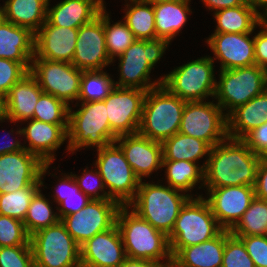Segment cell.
<instances>
[{
	"mask_svg": "<svg viewBox=\"0 0 267 267\" xmlns=\"http://www.w3.org/2000/svg\"><path fill=\"white\" fill-rule=\"evenodd\" d=\"M207 157L202 165L204 169V182L200 183L202 187L221 188L240 185L254 187L257 168L262 157L254 153L241 139L228 137L211 147Z\"/></svg>",
	"mask_w": 267,
	"mask_h": 267,
	"instance_id": "1",
	"label": "cell"
},
{
	"mask_svg": "<svg viewBox=\"0 0 267 267\" xmlns=\"http://www.w3.org/2000/svg\"><path fill=\"white\" fill-rule=\"evenodd\" d=\"M129 206H121L116 225L120 231L126 256L132 259L157 261L172 266L168 236L141 218ZM165 259V263L161 260ZM167 260V261H166Z\"/></svg>",
	"mask_w": 267,
	"mask_h": 267,
	"instance_id": "2",
	"label": "cell"
},
{
	"mask_svg": "<svg viewBox=\"0 0 267 267\" xmlns=\"http://www.w3.org/2000/svg\"><path fill=\"white\" fill-rule=\"evenodd\" d=\"M181 190L140 181L134 200L128 205L154 228L169 236L180 210L193 197Z\"/></svg>",
	"mask_w": 267,
	"mask_h": 267,
	"instance_id": "3",
	"label": "cell"
},
{
	"mask_svg": "<svg viewBox=\"0 0 267 267\" xmlns=\"http://www.w3.org/2000/svg\"><path fill=\"white\" fill-rule=\"evenodd\" d=\"M186 101L172 94L163 84L149 89L143 104L138 133L162 143L179 132Z\"/></svg>",
	"mask_w": 267,
	"mask_h": 267,
	"instance_id": "4",
	"label": "cell"
},
{
	"mask_svg": "<svg viewBox=\"0 0 267 267\" xmlns=\"http://www.w3.org/2000/svg\"><path fill=\"white\" fill-rule=\"evenodd\" d=\"M222 230L205 198L202 195L191 197L180 210L168 236L172 258L183 247L210 240Z\"/></svg>",
	"mask_w": 267,
	"mask_h": 267,
	"instance_id": "5",
	"label": "cell"
},
{
	"mask_svg": "<svg viewBox=\"0 0 267 267\" xmlns=\"http://www.w3.org/2000/svg\"><path fill=\"white\" fill-rule=\"evenodd\" d=\"M169 44L168 40L161 38L135 40L118 56L120 78L115 82V86L148 91L161 85L163 77L151 83L149 75Z\"/></svg>",
	"mask_w": 267,
	"mask_h": 267,
	"instance_id": "6",
	"label": "cell"
},
{
	"mask_svg": "<svg viewBox=\"0 0 267 267\" xmlns=\"http://www.w3.org/2000/svg\"><path fill=\"white\" fill-rule=\"evenodd\" d=\"M81 107L73 111L69 107L67 150L83 147L97 149L115 142L118 137L111 129L104 101L81 102Z\"/></svg>",
	"mask_w": 267,
	"mask_h": 267,
	"instance_id": "7",
	"label": "cell"
},
{
	"mask_svg": "<svg viewBox=\"0 0 267 267\" xmlns=\"http://www.w3.org/2000/svg\"><path fill=\"white\" fill-rule=\"evenodd\" d=\"M35 267H81L80 245L57 222L30 236Z\"/></svg>",
	"mask_w": 267,
	"mask_h": 267,
	"instance_id": "8",
	"label": "cell"
},
{
	"mask_svg": "<svg viewBox=\"0 0 267 267\" xmlns=\"http://www.w3.org/2000/svg\"><path fill=\"white\" fill-rule=\"evenodd\" d=\"M95 166L100 173L109 197L121 206H128L135 198L140 179L135 175L124 152L116 142L97 149Z\"/></svg>",
	"mask_w": 267,
	"mask_h": 267,
	"instance_id": "9",
	"label": "cell"
},
{
	"mask_svg": "<svg viewBox=\"0 0 267 267\" xmlns=\"http://www.w3.org/2000/svg\"><path fill=\"white\" fill-rule=\"evenodd\" d=\"M214 58L205 56L187 62L163 76L162 84L184 101H204L208 96L215 97L216 77Z\"/></svg>",
	"mask_w": 267,
	"mask_h": 267,
	"instance_id": "10",
	"label": "cell"
},
{
	"mask_svg": "<svg viewBox=\"0 0 267 267\" xmlns=\"http://www.w3.org/2000/svg\"><path fill=\"white\" fill-rule=\"evenodd\" d=\"M219 76L214 98L223 111L229 109L227 115L267 89V70L258 65L220 70Z\"/></svg>",
	"mask_w": 267,
	"mask_h": 267,
	"instance_id": "11",
	"label": "cell"
},
{
	"mask_svg": "<svg viewBox=\"0 0 267 267\" xmlns=\"http://www.w3.org/2000/svg\"><path fill=\"white\" fill-rule=\"evenodd\" d=\"M179 133L201 139L213 147L228 139L227 113L213 101H187Z\"/></svg>",
	"mask_w": 267,
	"mask_h": 267,
	"instance_id": "12",
	"label": "cell"
},
{
	"mask_svg": "<svg viewBox=\"0 0 267 267\" xmlns=\"http://www.w3.org/2000/svg\"><path fill=\"white\" fill-rule=\"evenodd\" d=\"M29 72L44 93L55 96L69 107L70 102L78 100L82 70L72 63L32 58Z\"/></svg>",
	"mask_w": 267,
	"mask_h": 267,
	"instance_id": "13",
	"label": "cell"
},
{
	"mask_svg": "<svg viewBox=\"0 0 267 267\" xmlns=\"http://www.w3.org/2000/svg\"><path fill=\"white\" fill-rule=\"evenodd\" d=\"M120 207L121 205L112 199H91L82 210L60 220L81 246L97 233L113 228Z\"/></svg>",
	"mask_w": 267,
	"mask_h": 267,
	"instance_id": "14",
	"label": "cell"
},
{
	"mask_svg": "<svg viewBox=\"0 0 267 267\" xmlns=\"http://www.w3.org/2000/svg\"><path fill=\"white\" fill-rule=\"evenodd\" d=\"M145 90L116 87L103 100L110 129L117 135L138 133L142 118Z\"/></svg>",
	"mask_w": 267,
	"mask_h": 267,
	"instance_id": "15",
	"label": "cell"
},
{
	"mask_svg": "<svg viewBox=\"0 0 267 267\" xmlns=\"http://www.w3.org/2000/svg\"><path fill=\"white\" fill-rule=\"evenodd\" d=\"M113 61L109 58L104 32V9L92 22L78 28L72 64L82 70H103Z\"/></svg>",
	"mask_w": 267,
	"mask_h": 267,
	"instance_id": "16",
	"label": "cell"
},
{
	"mask_svg": "<svg viewBox=\"0 0 267 267\" xmlns=\"http://www.w3.org/2000/svg\"><path fill=\"white\" fill-rule=\"evenodd\" d=\"M206 189L209 197L205 200L224 230H231L237 224L255 198L252 186L240 185Z\"/></svg>",
	"mask_w": 267,
	"mask_h": 267,
	"instance_id": "17",
	"label": "cell"
},
{
	"mask_svg": "<svg viewBox=\"0 0 267 267\" xmlns=\"http://www.w3.org/2000/svg\"><path fill=\"white\" fill-rule=\"evenodd\" d=\"M44 163L25 148L0 155V194L26 188L40 178Z\"/></svg>",
	"mask_w": 267,
	"mask_h": 267,
	"instance_id": "18",
	"label": "cell"
},
{
	"mask_svg": "<svg viewBox=\"0 0 267 267\" xmlns=\"http://www.w3.org/2000/svg\"><path fill=\"white\" fill-rule=\"evenodd\" d=\"M252 33H213L206 41L215 59L220 60V70L256 65L254 36Z\"/></svg>",
	"mask_w": 267,
	"mask_h": 267,
	"instance_id": "19",
	"label": "cell"
},
{
	"mask_svg": "<svg viewBox=\"0 0 267 267\" xmlns=\"http://www.w3.org/2000/svg\"><path fill=\"white\" fill-rule=\"evenodd\" d=\"M80 251L81 267H118L127 258L117 225L88 239Z\"/></svg>",
	"mask_w": 267,
	"mask_h": 267,
	"instance_id": "20",
	"label": "cell"
},
{
	"mask_svg": "<svg viewBox=\"0 0 267 267\" xmlns=\"http://www.w3.org/2000/svg\"><path fill=\"white\" fill-rule=\"evenodd\" d=\"M78 28L58 27L47 20L35 33L34 57L72 63Z\"/></svg>",
	"mask_w": 267,
	"mask_h": 267,
	"instance_id": "21",
	"label": "cell"
},
{
	"mask_svg": "<svg viewBox=\"0 0 267 267\" xmlns=\"http://www.w3.org/2000/svg\"><path fill=\"white\" fill-rule=\"evenodd\" d=\"M115 142L124 152L126 160L140 181L162 167L163 154L160 142L139 133L118 136Z\"/></svg>",
	"mask_w": 267,
	"mask_h": 267,
	"instance_id": "22",
	"label": "cell"
},
{
	"mask_svg": "<svg viewBox=\"0 0 267 267\" xmlns=\"http://www.w3.org/2000/svg\"><path fill=\"white\" fill-rule=\"evenodd\" d=\"M27 127L17 130V134L29 141L23 146L29 153L36 155L44 164H52L55 150L68 139V124H51L29 119Z\"/></svg>",
	"mask_w": 267,
	"mask_h": 267,
	"instance_id": "23",
	"label": "cell"
},
{
	"mask_svg": "<svg viewBox=\"0 0 267 267\" xmlns=\"http://www.w3.org/2000/svg\"><path fill=\"white\" fill-rule=\"evenodd\" d=\"M47 21L54 26L79 28L92 22L105 8L103 0H63L49 8Z\"/></svg>",
	"mask_w": 267,
	"mask_h": 267,
	"instance_id": "24",
	"label": "cell"
},
{
	"mask_svg": "<svg viewBox=\"0 0 267 267\" xmlns=\"http://www.w3.org/2000/svg\"><path fill=\"white\" fill-rule=\"evenodd\" d=\"M35 33L3 19L0 22V58L20 62L28 71L34 57Z\"/></svg>",
	"mask_w": 267,
	"mask_h": 267,
	"instance_id": "25",
	"label": "cell"
},
{
	"mask_svg": "<svg viewBox=\"0 0 267 267\" xmlns=\"http://www.w3.org/2000/svg\"><path fill=\"white\" fill-rule=\"evenodd\" d=\"M43 93L30 72L26 74L5 96L6 120L14 123L32 119L36 103Z\"/></svg>",
	"mask_w": 267,
	"mask_h": 267,
	"instance_id": "26",
	"label": "cell"
},
{
	"mask_svg": "<svg viewBox=\"0 0 267 267\" xmlns=\"http://www.w3.org/2000/svg\"><path fill=\"white\" fill-rule=\"evenodd\" d=\"M267 121V89L227 115V132L231 139H242Z\"/></svg>",
	"mask_w": 267,
	"mask_h": 267,
	"instance_id": "27",
	"label": "cell"
},
{
	"mask_svg": "<svg viewBox=\"0 0 267 267\" xmlns=\"http://www.w3.org/2000/svg\"><path fill=\"white\" fill-rule=\"evenodd\" d=\"M225 230L200 244L183 247L173 258L171 267H222Z\"/></svg>",
	"mask_w": 267,
	"mask_h": 267,
	"instance_id": "28",
	"label": "cell"
},
{
	"mask_svg": "<svg viewBox=\"0 0 267 267\" xmlns=\"http://www.w3.org/2000/svg\"><path fill=\"white\" fill-rule=\"evenodd\" d=\"M50 0H7L3 5L4 19L36 33L47 19Z\"/></svg>",
	"mask_w": 267,
	"mask_h": 267,
	"instance_id": "29",
	"label": "cell"
},
{
	"mask_svg": "<svg viewBox=\"0 0 267 267\" xmlns=\"http://www.w3.org/2000/svg\"><path fill=\"white\" fill-rule=\"evenodd\" d=\"M189 2L175 0L153 5L157 38L171 42L179 34L188 19L187 15L191 13Z\"/></svg>",
	"mask_w": 267,
	"mask_h": 267,
	"instance_id": "30",
	"label": "cell"
},
{
	"mask_svg": "<svg viewBox=\"0 0 267 267\" xmlns=\"http://www.w3.org/2000/svg\"><path fill=\"white\" fill-rule=\"evenodd\" d=\"M217 27L214 33H253L263 21L251 4L214 12Z\"/></svg>",
	"mask_w": 267,
	"mask_h": 267,
	"instance_id": "31",
	"label": "cell"
},
{
	"mask_svg": "<svg viewBox=\"0 0 267 267\" xmlns=\"http://www.w3.org/2000/svg\"><path fill=\"white\" fill-rule=\"evenodd\" d=\"M163 160H185L198 163L205 155H209L211 146L198 138L176 133L162 143Z\"/></svg>",
	"mask_w": 267,
	"mask_h": 267,
	"instance_id": "32",
	"label": "cell"
},
{
	"mask_svg": "<svg viewBox=\"0 0 267 267\" xmlns=\"http://www.w3.org/2000/svg\"><path fill=\"white\" fill-rule=\"evenodd\" d=\"M129 1L131 4L126 5V15L123 18L136 40L156 39L153 5L144 0Z\"/></svg>",
	"mask_w": 267,
	"mask_h": 267,
	"instance_id": "33",
	"label": "cell"
},
{
	"mask_svg": "<svg viewBox=\"0 0 267 267\" xmlns=\"http://www.w3.org/2000/svg\"><path fill=\"white\" fill-rule=\"evenodd\" d=\"M165 167L167 185L183 191L193 190L200 181L204 182V169L197 163L185 160H162V168Z\"/></svg>",
	"mask_w": 267,
	"mask_h": 267,
	"instance_id": "34",
	"label": "cell"
},
{
	"mask_svg": "<svg viewBox=\"0 0 267 267\" xmlns=\"http://www.w3.org/2000/svg\"><path fill=\"white\" fill-rule=\"evenodd\" d=\"M51 164H44L41 168L40 178L30 186L12 193L0 194V215L9 216L24 221L31 199L43 186L42 177L45 176Z\"/></svg>",
	"mask_w": 267,
	"mask_h": 267,
	"instance_id": "35",
	"label": "cell"
},
{
	"mask_svg": "<svg viewBox=\"0 0 267 267\" xmlns=\"http://www.w3.org/2000/svg\"><path fill=\"white\" fill-rule=\"evenodd\" d=\"M60 178L59 184L56 187V194H54V202L58 203L56 207L59 212V218L64 216L75 214L82 210L88 202L91 200L85 195L78 187L77 182L72 174H66ZM74 199V200H73ZM76 199V200H75Z\"/></svg>",
	"mask_w": 267,
	"mask_h": 267,
	"instance_id": "36",
	"label": "cell"
},
{
	"mask_svg": "<svg viewBox=\"0 0 267 267\" xmlns=\"http://www.w3.org/2000/svg\"><path fill=\"white\" fill-rule=\"evenodd\" d=\"M230 233L237 238L267 235V201L255 197Z\"/></svg>",
	"mask_w": 267,
	"mask_h": 267,
	"instance_id": "37",
	"label": "cell"
},
{
	"mask_svg": "<svg viewBox=\"0 0 267 267\" xmlns=\"http://www.w3.org/2000/svg\"><path fill=\"white\" fill-rule=\"evenodd\" d=\"M50 203L41 193V189L31 199L23 221L29 236L60 221L58 213H54Z\"/></svg>",
	"mask_w": 267,
	"mask_h": 267,
	"instance_id": "38",
	"label": "cell"
},
{
	"mask_svg": "<svg viewBox=\"0 0 267 267\" xmlns=\"http://www.w3.org/2000/svg\"><path fill=\"white\" fill-rule=\"evenodd\" d=\"M103 70L82 71L80 102L105 100L115 88V81Z\"/></svg>",
	"mask_w": 267,
	"mask_h": 267,
	"instance_id": "39",
	"label": "cell"
},
{
	"mask_svg": "<svg viewBox=\"0 0 267 267\" xmlns=\"http://www.w3.org/2000/svg\"><path fill=\"white\" fill-rule=\"evenodd\" d=\"M105 44L109 58L120 56L135 40L132 31L124 21L111 25L109 14L104 8Z\"/></svg>",
	"mask_w": 267,
	"mask_h": 267,
	"instance_id": "40",
	"label": "cell"
},
{
	"mask_svg": "<svg viewBox=\"0 0 267 267\" xmlns=\"http://www.w3.org/2000/svg\"><path fill=\"white\" fill-rule=\"evenodd\" d=\"M69 106L51 94L43 93L34 108L33 118L51 124H68Z\"/></svg>",
	"mask_w": 267,
	"mask_h": 267,
	"instance_id": "41",
	"label": "cell"
},
{
	"mask_svg": "<svg viewBox=\"0 0 267 267\" xmlns=\"http://www.w3.org/2000/svg\"><path fill=\"white\" fill-rule=\"evenodd\" d=\"M222 267H255L244 243L236 236L225 230V248Z\"/></svg>",
	"mask_w": 267,
	"mask_h": 267,
	"instance_id": "42",
	"label": "cell"
},
{
	"mask_svg": "<svg viewBox=\"0 0 267 267\" xmlns=\"http://www.w3.org/2000/svg\"><path fill=\"white\" fill-rule=\"evenodd\" d=\"M31 245L24 223L9 216L0 215V247Z\"/></svg>",
	"mask_w": 267,
	"mask_h": 267,
	"instance_id": "43",
	"label": "cell"
},
{
	"mask_svg": "<svg viewBox=\"0 0 267 267\" xmlns=\"http://www.w3.org/2000/svg\"><path fill=\"white\" fill-rule=\"evenodd\" d=\"M0 267H35L31 245L0 247Z\"/></svg>",
	"mask_w": 267,
	"mask_h": 267,
	"instance_id": "44",
	"label": "cell"
},
{
	"mask_svg": "<svg viewBox=\"0 0 267 267\" xmlns=\"http://www.w3.org/2000/svg\"><path fill=\"white\" fill-rule=\"evenodd\" d=\"M83 172L84 173H82L81 176H77L76 174H73V176L79 189L85 195H87L90 199H111L108 192L105 191L103 179L97 169L90 171L86 168ZM100 191L103 192V194H100Z\"/></svg>",
	"mask_w": 267,
	"mask_h": 267,
	"instance_id": "45",
	"label": "cell"
},
{
	"mask_svg": "<svg viewBox=\"0 0 267 267\" xmlns=\"http://www.w3.org/2000/svg\"><path fill=\"white\" fill-rule=\"evenodd\" d=\"M28 73L29 71L20 62L0 58V93L6 96Z\"/></svg>",
	"mask_w": 267,
	"mask_h": 267,
	"instance_id": "46",
	"label": "cell"
},
{
	"mask_svg": "<svg viewBox=\"0 0 267 267\" xmlns=\"http://www.w3.org/2000/svg\"><path fill=\"white\" fill-rule=\"evenodd\" d=\"M246 248L255 267H267V235L242 236L239 238Z\"/></svg>",
	"mask_w": 267,
	"mask_h": 267,
	"instance_id": "47",
	"label": "cell"
},
{
	"mask_svg": "<svg viewBox=\"0 0 267 267\" xmlns=\"http://www.w3.org/2000/svg\"><path fill=\"white\" fill-rule=\"evenodd\" d=\"M254 153L267 154V121L254 128L241 139Z\"/></svg>",
	"mask_w": 267,
	"mask_h": 267,
	"instance_id": "48",
	"label": "cell"
},
{
	"mask_svg": "<svg viewBox=\"0 0 267 267\" xmlns=\"http://www.w3.org/2000/svg\"><path fill=\"white\" fill-rule=\"evenodd\" d=\"M259 27L262 30L254 35L255 63L267 70V20H263Z\"/></svg>",
	"mask_w": 267,
	"mask_h": 267,
	"instance_id": "49",
	"label": "cell"
},
{
	"mask_svg": "<svg viewBox=\"0 0 267 267\" xmlns=\"http://www.w3.org/2000/svg\"><path fill=\"white\" fill-rule=\"evenodd\" d=\"M255 197L267 201V160L260 159L254 185Z\"/></svg>",
	"mask_w": 267,
	"mask_h": 267,
	"instance_id": "50",
	"label": "cell"
},
{
	"mask_svg": "<svg viewBox=\"0 0 267 267\" xmlns=\"http://www.w3.org/2000/svg\"><path fill=\"white\" fill-rule=\"evenodd\" d=\"M206 8L215 12L221 9L251 4L249 0H202Z\"/></svg>",
	"mask_w": 267,
	"mask_h": 267,
	"instance_id": "51",
	"label": "cell"
},
{
	"mask_svg": "<svg viewBox=\"0 0 267 267\" xmlns=\"http://www.w3.org/2000/svg\"><path fill=\"white\" fill-rule=\"evenodd\" d=\"M118 267H166L164 264L157 261L126 258L125 261Z\"/></svg>",
	"mask_w": 267,
	"mask_h": 267,
	"instance_id": "52",
	"label": "cell"
},
{
	"mask_svg": "<svg viewBox=\"0 0 267 267\" xmlns=\"http://www.w3.org/2000/svg\"><path fill=\"white\" fill-rule=\"evenodd\" d=\"M8 134L10 135V133ZM23 149L24 147L20 144V141H8L6 144H3L2 147H0V155L21 151Z\"/></svg>",
	"mask_w": 267,
	"mask_h": 267,
	"instance_id": "53",
	"label": "cell"
},
{
	"mask_svg": "<svg viewBox=\"0 0 267 267\" xmlns=\"http://www.w3.org/2000/svg\"><path fill=\"white\" fill-rule=\"evenodd\" d=\"M251 5L255 8L258 15L263 19L267 20V0H249ZM263 10V14L261 13L260 9ZM260 11V12H259Z\"/></svg>",
	"mask_w": 267,
	"mask_h": 267,
	"instance_id": "54",
	"label": "cell"
},
{
	"mask_svg": "<svg viewBox=\"0 0 267 267\" xmlns=\"http://www.w3.org/2000/svg\"><path fill=\"white\" fill-rule=\"evenodd\" d=\"M6 120V99L5 96L0 93V122Z\"/></svg>",
	"mask_w": 267,
	"mask_h": 267,
	"instance_id": "55",
	"label": "cell"
},
{
	"mask_svg": "<svg viewBox=\"0 0 267 267\" xmlns=\"http://www.w3.org/2000/svg\"><path fill=\"white\" fill-rule=\"evenodd\" d=\"M146 2H149L150 4L154 5V4H160V3H165V2H172L175 0H144Z\"/></svg>",
	"mask_w": 267,
	"mask_h": 267,
	"instance_id": "56",
	"label": "cell"
},
{
	"mask_svg": "<svg viewBox=\"0 0 267 267\" xmlns=\"http://www.w3.org/2000/svg\"><path fill=\"white\" fill-rule=\"evenodd\" d=\"M4 19L3 7H0V22Z\"/></svg>",
	"mask_w": 267,
	"mask_h": 267,
	"instance_id": "57",
	"label": "cell"
}]
</instances>
